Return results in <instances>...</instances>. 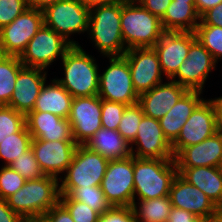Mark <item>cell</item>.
Masks as SVG:
<instances>
[{"mask_svg": "<svg viewBox=\"0 0 222 222\" xmlns=\"http://www.w3.org/2000/svg\"><path fill=\"white\" fill-rule=\"evenodd\" d=\"M87 8L91 9L96 6H101L103 4H109L117 0H80Z\"/></svg>", "mask_w": 222, "mask_h": 222, "instance_id": "cell-50", "label": "cell"}, {"mask_svg": "<svg viewBox=\"0 0 222 222\" xmlns=\"http://www.w3.org/2000/svg\"><path fill=\"white\" fill-rule=\"evenodd\" d=\"M164 32L161 20L136 0H121V33L126 50L153 47Z\"/></svg>", "mask_w": 222, "mask_h": 222, "instance_id": "cell-4", "label": "cell"}, {"mask_svg": "<svg viewBox=\"0 0 222 222\" xmlns=\"http://www.w3.org/2000/svg\"><path fill=\"white\" fill-rule=\"evenodd\" d=\"M138 201L131 206L136 222H167L172 208L169 196Z\"/></svg>", "mask_w": 222, "mask_h": 222, "instance_id": "cell-29", "label": "cell"}, {"mask_svg": "<svg viewBox=\"0 0 222 222\" xmlns=\"http://www.w3.org/2000/svg\"><path fill=\"white\" fill-rule=\"evenodd\" d=\"M177 167H222V132L201 143L184 147L175 157Z\"/></svg>", "mask_w": 222, "mask_h": 222, "instance_id": "cell-22", "label": "cell"}, {"mask_svg": "<svg viewBox=\"0 0 222 222\" xmlns=\"http://www.w3.org/2000/svg\"><path fill=\"white\" fill-rule=\"evenodd\" d=\"M29 8L26 0H0V29Z\"/></svg>", "mask_w": 222, "mask_h": 222, "instance_id": "cell-40", "label": "cell"}, {"mask_svg": "<svg viewBox=\"0 0 222 222\" xmlns=\"http://www.w3.org/2000/svg\"><path fill=\"white\" fill-rule=\"evenodd\" d=\"M25 124L32 139L74 140L69 120L50 112L31 111L25 116Z\"/></svg>", "mask_w": 222, "mask_h": 222, "instance_id": "cell-23", "label": "cell"}, {"mask_svg": "<svg viewBox=\"0 0 222 222\" xmlns=\"http://www.w3.org/2000/svg\"><path fill=\"white\" fill-rule=\"evenodd\" d=\"M42 86L33 111L50 112L67 119L74 97L56 80Z\"/></svg>", "mask_w": 222, "mask_h": 222, "instance_id": "cell-26", "label": "cell"}, {"mask_svg": "<svg viewBox=\"0 0 222 222\" xmlns=\"http://www.w3.org/2000/svg\"><path fill=\"white\" fill-rule=\"evenodd\" d=\"M167 222H208V221L186 210L177 207H172Z\"/></svg>", "mask_w": 222, "mask_h": 222, "instance_id": "cell-45", "label": "cell"}, {"mask_svg": "<svg viewBox=\"0 0 222 222\" xmlns=\"http://www.w3.org/2000/svg\"><path fill=\"white\" fill-rule=\"evenodd\" d=\"M85 145L108 160H119L131 156L130 144L117 130L101 127Z\"/></svg>", "mask_w": 222, "mask_h": 222, "instance_id": "cell-27", "label": "cell"}, {"mask_svg": "<svg viewBox=\"0 0 222 222\" xmlns=\"http://www.w3.org/2000/svg\"><path fill=\"white\" fill-rule=\"evenodd\" d=\"M26 1L29 7L42 11L48 6L56 3L58 0H26Z\"/></svg>", "mask_w": 222, "mask_h": 222, "instance_id": "cell-49", "label": "cell"}, {"mask_svg": "<svg viewBox=\"0 0 222 222\" xmlns=\"http://www.w3.org/2000/svg\"><path fill=\"white\" fill-rule=\"evenodd\" d=\"M143 116V110L138 103L127 106L122 115L117 131L130 145L135 140Z\"/></svg>", "mask_w": 222, "mask_h": 222, "instance_id": "cell-34", "label": "cell"}, {"mask_svg": "<svg viewBox=\"0 0 222 222\" xmlns=\"http://www.w3.org/2000/svg\"><path fill=\"white\" fill-rule=\"evenodd\" d=\"M26 180L10 166L0 168V198L7 199L25 184Z\"/></svg>", "mask_w": 222, "mask_h": 222, "instance_id": "cell-38", "label": "cell"}, {"mask_svg": "<svg viewBox=\"0 0 222 222\" xmlns=\"http://www.w3.org/2000/svg\"><path fill=\"white\" fill-rule=\"evenodd\" d=\"M77 144L74 140L32 139L31 148L45 175L60 178L71 164Z\"/></svg>", "mask_w": 222, "mask_h": 222, "instance_id": "cell-18", "label": "cell"}, {"mask_svg": "<svg viewBox=\"0 0 222 222\" xmlns=\"http://www.w3.org/2000/svg\"><path fill=\"white\" fill-rule=\"evenodd\" d=\"M221 2L222 0H195V7L198 14L201 16L204 12L215 7Z\"/></svg>", "mask_w": 222, "mask_h": 222, "instance_id": "cell-48", "label": "cell"}, {"mask_svg": "<svg viewBox=\"0 0 222 222\" xmlns=\"http://www.w3.org/2000/svg\"><path fill=\"white\" fill-rule=\"evenodd\" d=\"M9 166L17 171L25 180H33L46 176L40 168L31 147L19 158H16Z\"/></svg>", "mask_w": 222, "mask_h": 222, "instance_id": "cell-36", "label": "cell"}, {"mask_svg": "<svg viewBox=\"0 0 222 222\" xmlns=\"http://www.w3.org/2000/svg\"><path fill=\"white\" fill-rule=\"evenodd\" d=\"M32 136L26 124L16 133L9 135L0 143V159L5 161L4 166H9L31 147Z\"/></svg>", "mask_w": 222, "mask_h": 222, "instance_id": "cell-31", "label": "cell"}, {"mask_svg": "<svg viewBox=\"0 0 222 222\" xmlns=\"http://www.w3.org/2000/svg\"><path fill=\"white\" fill-rule=\"evenodd\" d=\"M64 78L56 79L74 98L95 96L99 91V65L94 56L72 46L61 59Z\"/></svg>", "mask_w": 222, "mask_h": 222, "instance_id": "cell-5", "label": "cell"}, {"mask_svg": "<svg viewBox=\"0 0 222 222\" xmlns=\"http://www.w3.org/2000/svg\"><path fill=\"white\" fill-rule=\"evenodd\" d=\"M210 222H222V210Z\"/></svg>", "mask_w": 222, "mask_h": 222, "instance_id": "cell-51", "label": "cell"}, {"mask_svg": "<svg viewBox=\"0 0 222 222\" xmlns=\"http://www.w3.org/2000/svg\"><path fill=\"white\" fill-rule=\"evenodd\" d=\"M23 66L19 56L0 54V105L9 104L18 73Z\"/></svg>", "mask_w": 222, "mask_h": 222, "instance_id": "cell-30", "label": "cell"}, {"mask_svg": "<svg viewBox=\"0 0 222 222\" xmlns=\"http://www.w3.org/2000/svg\"><path fill=\"white\" fill-rule=\"evenodd\" d=\"M197 40L211 53L218 64L222 59V28L213 25H197L195 30Z\"/></svg>", "mask_w": 222, "mask_h": 222, "instance_id": "cell-33", "label": "cell"}, {"mask_svg": "<svg viewBox=\"0 0 222 222\" xmlns=\"http://www.w3.org/2000/svg\"><path fill=\"white\" fill-rule=\"evenodd\" d=\"M198 25H213L222 28V2L200 16Z\"/></svg>", "mask_w": 222, "mask_h": 222, "instance_id": "cell-44", "label": "cell"}, {"mask_svg": "<svg viewBox=\"0 0 222 222\" xmlns=\"http://www.w3.org/2000/svg\"><path fill=\"white\" fill-rule=\"evenodd\" d=\"M143 8L148 10L154 16H157L160 20L163 18L167 11L168 6L172 0H136Z\"/></svg>", "mask_w": 222, "mask_h": 222, "instance_id": "cell-43", "label": "cell"}, {"mask_svg": "<svg viewBox=\"0 0 222 222\" xmlns=\"http://www.w3.org/2000/svg\"><path fill=\"white\" fill-rule=\"evenodd\" d=\"M130 148L131 155L134 157L174 159L172 146L165 138L159 120L145 115L141 119L137 135Z\"/></svg>", "mask_w": 222, "mask_h": 222, "instance_id": "cell-16", "label": "cell"}, {"mask_svg": "<svg viewBox=\"0 0 222 222\" xmlns=\"http://www.w3.org/2000/svg\"><path fill=\"white\" fill-rule=\"evenodd\" d=\"M0 222H24V219L8 206L5 199L0 198Z\"/></svg>", "mask_w": 222, "mask_h": 222, "instance_id": "cell-46", "label": "cell"}, {"mask_svg": "<svg viewBox=\"0 0 222 222\" xmlns=\"http://www.w3.org/2000/svg\"><path fill=\"white\" fill-rule=\"evenodd\" d=\"M98 222H136L132 207L111 206L99 217Z\"/></svg>", "mask_w": 222, "mask_h": 222, "instance_id": "cell-41", "label": "cell"}, {"mask_svg": "<svg viewBox=\"0 0 222 222\" xmlns=\"http://www.w3.org/2000/svg\"><path fill=\"white\" fill-rule=\"evenodd\" d=\"M42 220L44 222H74L72 216L60 202L50 208Z\"/></svg>", "mask_w": 222, "mask_h": 222, "instance_id": "cell-42", "label": "cell"}, {"mask_svg": "<svg viewBox=\"0 0 222 222\" xmlns=\"http://www.w3.org/2000/svg\"><path fill=\"white\" fill-rule=\"evenodd\" d=\"M109 160L86 145H77L71 164L59 178L60 195H68L78 187L100 185ZM61 183V184H60Z\"/></svg>", "mask_w": 222, "mask_h": 222, "instance_id": "cell-6", "label": "cell"}, {"mask_svg": "<svg viewBox=\"0 0 222 222\" xmlns=\"http://www.w3.org/2000/svg\"><path fill=\"white\" fill-rule=\"evenodd\" d=\"M169 197L172 207L191 212L208 222L216 217L220 211L206 194L191 185L179 173L172 182Z\"/></svg>", "mask_w": 222, "mask_h": 222, "instance_id": "cell-17", "label": "cell"}, {"mask_svg": "<svg viewBox=\"0 0 222 222\" xmlns=\"http://www.w3.org/2000/svg\"><path fill=\"white\" fill-rule=\"evenodd\" d=\"M68 196L71 199L87 204L100 215L111 207L106 200L100 185L89 186L86 188H75L68 194Z\"/></svg>", "mask_w": 222, "mask_h": 222, "instance_id": "cell-32", "label": "cell"}, {"mask_svg": "<svg viewBox=\"0 0 222 222\" xmlns=\"http://www.w3.org/2000/svg\"><path fill=\"white\" fill-rule=\"evenodd\" d=\"M200 22L195 2L172 1L161 19L164 31L195 32Z\"/></svg>", "mask_w": 222, "mask_h": 222, "instance_id": "cell-28", "label": "cell"}, {"mask_svg": "<svg viewBox=\"0 0 222 222\" xmlns=\"http://www.w3.org/2000/svg\"><path fill=\"white\" fill-rule=\"evenodd\" d=\"M202 93L201 91L187 90L170 111L159 119L163 134L170 144L177 139L186 120L204 100L201 98Z\"/></svg>", "mask_w": 222, "mask_h": 222, "instance_id": "cell-24", "label": "cell"}, {"mask_svg": "<svg viewBox=\"0 0 222 222\" xmlns=\"http://www.w3.org/2000/svg\"><path fill=\"white\" fill-rule=\"evenodd\" d=\"M25 125V115L12 107L0 105V143Z\"/></svg>", "mask_w": 222, "mask_h": 222, "instance_id": "cell-35", "label": "cell"}, {"mask_svg": "<svg viewBox=\"0 0 222 222\" xmlns=\"http://www.w3.org/2000/svg\"><path fill=\"white\" fill-rule=\"evenodd\" d=\"M71 47L72 45L61 35L43 24L29 41L19 59L24 66L46 71L52 62L62 59Z\"/></svg>", "mask_w": 222, "mask_h": 222, "instance_id": "cell-10", "label": "cell"}, {"mask_svg": "<svg viewBox=\"0 0 222 222\" xmlns=\"http://www.w3.org/2000/svg\"><path fill=\"white\" fill-rule=\"evenodd\" d=\"M59 202L67 209L74 222H98L100 214L87 204L71 199L68 195H60Z\"/></svg>", "mask_w": 222, "mask_h": 222, "instance_id": "cell-37", "label": "cell"}, {"mask_svg": "<svg viewBox=\"0 0 222 222\" xmlns=\"http://www.w3.org/2000/svg\"><path fill=\"white\" fill-rule=\"evenodd\" d=\"M47 72L40 68L23 66L18 73L15 89L7 106L25 116L33 111L40 90L46 82Z\"/></svg>", "mask_w": 222, "mask_h": 222, "instance_id": "cell-20", "label": "cell"}, {"mask_svg": "<svg viewBox=\"0 0 222 222\" xmlns=\"http://www.w3.org/2000/svg\"><path fill=\"white\" fill-rule=\"evenodd\" d=\"M43 24V12L27 8L10 24L0 29V54L20 56Z\"/></svg>", "mask_w": 222, "mask_h": 222, "instance_id": "cell-11", "label": "cell"}, {"mask_svg": "<svg viewBox=\"0 0 222 222\" xmlns=\"http://www.w3.org/2000/svg\"><path fill=\"white\" fill-rule=\"evenodd\" d=\"M177 174L174 159L134 157L133 202L136 199L138 201L169 196L172 182Z\"/></svg>", "mask_w": 222, "mask_h": 222, "instance_id": "cell-3", "label": "cell"}, {"mask_svg": "<svg viewBox=\"0 0 222 222\" xmlns=\"http://www.w3.org/2000/svg\"><path fill=\"white\" fill-rule=\"evenodd\" d=\"M178 173L199 188L222 210V167H177Z\"/></svg>", "mask_w": 222, "mask_h": 222, "instance_id": "cell-25", "label": "cell"}, {"mask_svg": "<svg viewBox=\"0 0 222 222\" xmlns=\"http://www.w3.org/2000/svg\"><path fill=\"white\" fill-rule=\"evenodd\" d=\"M216 66L211 53L196 38L190 45L187 58L170 80L187 90L203 92L207 77Z\"/></svg>", "mask_w": 222, "mask_h": 222, "instance_id": "cell-12", "label": "cell"}, {"mask_svg": "<svg viewBox=\"0 0 222 222\" xmlns=\"http://www.w3.org/2000/svg\"><path fill=\"white\" fill-rule=\"evenodd\" d=\"M175 1V0H172ZM178 2H195V0H177Z\"/></svg>", "mask_w": 222, "mask_h": 222, "instance_id": "cell-53", "label": "cell"}, {"mask_svg": "<svg viewBox=\"0 0 222 222\" xmlns=\"http://www.w3.org/2000/svg\"><path fill=\"white\" fill-rule=\"evenodd\" d=\"M87 34L101 56H123L127 50L121 33V0L91 8Z\"/></svg>", "mask_w": 222, "mask_h": 222, "instance_id": "cell-2", "label": "cell"}, {"mask_svg": "<svg viewBox=\"0 0 222 222\" xmlns=\"http://www.w3.org/2000/svg\"><path fill=\"white\" fill-rule=\"evenodd\" d=\"M67 119L71 125L75 143L85 145L102 127L101 98L98 95L75 97Z\"/></svg>", "mask_w": 222, "mask_h": 222, "instance_id": "cell-15", "label": "cell"}, {"mask_svg": "<svg viewBox=\"0 0 222 222\" xmlns=\"http://www.w3.org/2000/svg\"><path fill=\"white\" fill-rule=\"evenodd\" d=\"M195 39L194 32L165 31L153 46L166 79L170 80L176 74Z\"/></svg>", "mask_w": 222, "mask_h": 222, "instance_id": "cell-19", "label": "cell"}, {"mask_svg": "<svg viewBox=\"0 0 222 222\" xmlns=\"http://www.w3.org/2000/svg\"><path fill=\"white\" fill-rule=\"evenodd\" d=\"M43 12L44 25L61 35L72 46L78 41L70 39L76 33L88 32L90 9L80 0H58Z\"/></svg>", "mask_w": 222, "mask_h": 222, "instance_id": "cell-7", "label": "cell"}, {"mask_svg": "<svg viewBox=\"0 0 222 222\" xmlns=\"http://www.w3.org/2000/svg\"><path fill=\"white\" fill-rule=\"evenodd\" d=\"M208 101L213 106L218 131L222 132V96L208 99Z\"/></svg>", "mask_w": 222, "mask_h": 222, "instance_id": "cell-47", "label": "cell"}, {"mask_svg": "<svg viewBox=\"0 0 222 222\" xmlns=\"http://www.w3.org/2000/svg\"><path fill=\"white\" fill-rule=\"evenodd\" d=\"M128 105L101 99V124L103 128L118 130L122 115Z\"/></svg>", "mask_w": 222, "mask_h": 222, "instance_id": "cell-39", "label": "cell"}, {"mask_svg": "<svg viewBox=\"0 0 222 222\" xmlns=\"http://www.w3.org/2000/svg\"><path fill=\"white\" fill-rule=\"evenodd\" d=\"M59 179L50 175L26 180L16 193L9 196L8 206L24 220L42 219L59 202Z\"/></svg>", "mask_w": 222, "mask_h": 222, "instance_id": "cell-1", "label": "cell"}, {"mask_svg": "<svg viewBox=\"0 0 222 222\" xmlns=\"http://www.w3.org/2000/svg\"><path fill=\"white\" fill-rule=\"evenodd\" d=\"M24 222H44L42 219L24 220Z\"/></svg>", "mask_w": 222, "mask_h": 222, "instance_id": "cell-52", "label": "cell"}, {"mask_svg": "<svg viewBox=\"0 0 222 222\" xmlns=\"http://www.w3.org/2000/svg\"><path fill=\"white\" fill-rule=\"evenodd\" d=\"M134 156L109 160L100 187L110 206L131 207L134 198Z\"/></svg>", "mask_w": 222, "mask_h": 222, "instance_id": "cell-9", "label": "cell"}, {"mask_svg": "<svg viewBox=\"0 0 222 222\" xmlns=\"http://www.w3.org/2000/svg\"><path fill=\"white\" fill-rule=\"evenodd\" d=\"M218 132L212 104L204 99L182 126L177 139L171 144L174 157L184 148L201 143Z\"/></svg>", "mask_w": 222, "mask_h": 222, "instance_id": "cell-14", "label": "cell"}, {"mask_svg": "<svg viewBox=\"0 0 222 222\" xmlns=\"http://www.w3.org/2000/svg\"><path fill=\"white\" fill-rule=\"evenodd\" d=\"M167 81L139 95L138 104L141 106L145 116L159 120L170 111L187 91L185 87L177 82L169 81V79Z\"/></svg>", "mask_w": 222, "mask_h": 222, "instance_id": "cell-21", "label": "cell"}, {"mask_svg": "<svg viewBox=\"0 0 222 222\" xmlns=\"http://www.w3.org/2000/svg\"><path fill=\"white\" fill-rule=\"evenodd\" d=\"M107 58L110 65L99 74L98 96L128 106L138 103L139 95L134 89L127 59L124 56Z\"/></svg>", "mask_w": 222, "mask_h": 222, "instance_id": "cell-8", "label": "cell"}, {"mask_svg": "<svg viewBox=\"0 0 222 222\" xmlns=\"http://www.w3.org/2000/svg\"><path fill=\"white\" fill-rule=\"evenodd\" d=\"M123 56L127 59L132 83L138 95L164 82V74L153 47L128 49Z\"/></svg>", "mask_w": 222, "mask_h": 222, "instance_id": "cell-13", "label": "cell"}]
</instances>
